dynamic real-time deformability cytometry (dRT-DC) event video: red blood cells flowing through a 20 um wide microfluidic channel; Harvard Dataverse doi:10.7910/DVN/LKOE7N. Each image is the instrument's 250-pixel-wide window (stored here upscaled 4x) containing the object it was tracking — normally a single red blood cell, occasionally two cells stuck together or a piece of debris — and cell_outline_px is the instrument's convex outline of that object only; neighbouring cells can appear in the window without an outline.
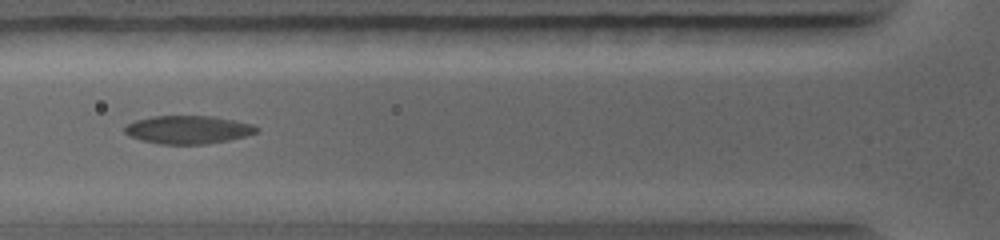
{"species": "common noctule bat (a hibernating species)", "species_latin": "Nyctalus noctula", "temperature_condition": "warm", "stored_images_in_passage": 23, "camera_frame_rate_fps": 5000, "um_per_image_px": 0.085, "animal": {"sex": "female", "body_mass_g": 19.0, "forearm_length_mm": 56.7}, "frame": {"image": 1, "passage_image": 4, "time_ms": 1.8, "image_size_px": [1000, 240], "cell_outline_px": [[256, 132], [244, 136], [228, 140], [204, 144], [164, 144], [144, 140], [132, 136], [124, 132], [124, 128], [128, 124], [136, 120], [152, 116], [212, 116], [252, 124], [256, 128]], "centroid_in_image_um": [15.97, 11.01], "position_along_channel_um": 109.8, "area_um2": 21.1}}
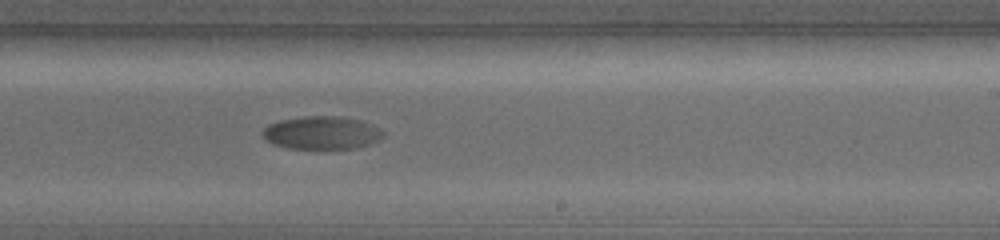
{"frame": {"image": 2, "passage_image": 12, "time_ms": 5.0, "image_size_px": [1000, 240], "cell_outline_px": [[384, 136], [368, 144], [356, 148], [288, 148], [272, 144], [264, 140], [264, 128], [268, 124], [280, 120], [304, 116], [332, 116], [356, 120], [368, 124], [384, 132]], "centroid_in_image_um": [27.27, 11.29], "position_along_channel_um": 261.7, "area_um2": 22.66}}
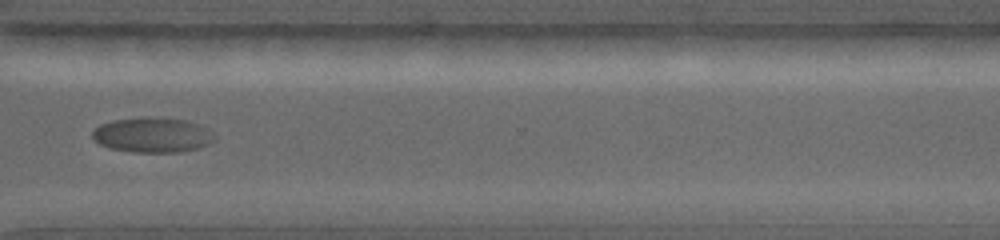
{"frame": {"image": 3, "passage_image": 18, "time_ms": 7.0, "image_size_px": [1000, 240], "cell_outline_px": [[216, 140], [200, 148], [176, 152], [136, 152], [108, 148], [100, 144], [92, 136], [92, 132], [100, 124], [112, 120], [144, 116], [148, 116], [184, 120], [196, 124], [204, 128], [216, 136]], "centroid_in_image_um": [12.94, 11.47], "position_along_channel_um": 357.7, "area_um2": 24.85}}